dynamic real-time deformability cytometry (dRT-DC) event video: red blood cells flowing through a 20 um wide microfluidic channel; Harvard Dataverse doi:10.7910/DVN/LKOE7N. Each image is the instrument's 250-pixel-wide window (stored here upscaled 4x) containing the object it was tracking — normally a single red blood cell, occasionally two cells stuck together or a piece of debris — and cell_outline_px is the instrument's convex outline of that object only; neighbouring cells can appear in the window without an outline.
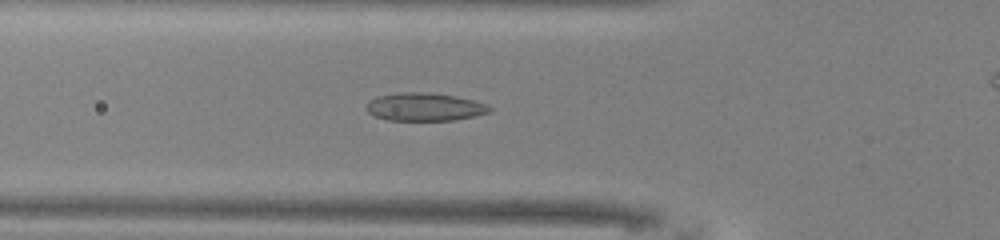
{"species": "common noctule bat (a hibernating species)", "species_latin": "Nyctalus noctula", "temperature_condition": "warm", "stored_images_in_passage": 44, "camera_frame_rate_fps": 3000, "um_per_image_px": 0.085, "animal": {"sex": "male", "body_mass_g": 13.0, "forearm_length_mm": 53.1}, "frame": {"image": 1, "passage_image": 18, "time_ms": 5.667, "image_size_px": [1000, 240], "cell_outline_px": [[492, 112], [476, 116], [452, 120], [388, 120], [376, 116], [368, 112], [368, 100], [376, 96], [400, 92], [424, 92], [456, 96], [488, 104], [492, 108]], "centroid_in_image_um": [36.13, 9.08], "position_along_channel_um": 89.7, "area_um2": 20.11}}
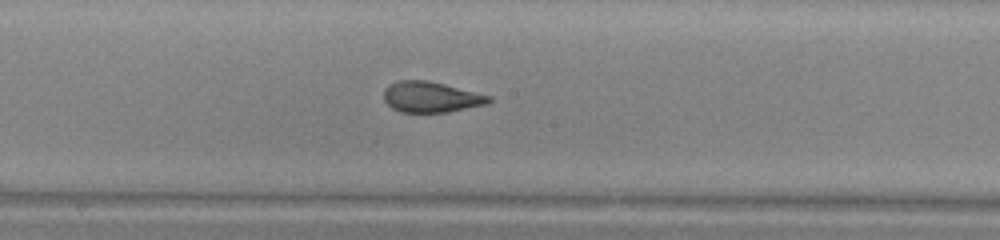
{"frame": {"image": 2, "passage_image": 27, "time_ms": 8.667, "image_size_px": [1000, 240], "cell_outline_px": [[492, 100], [488, 104], [448, 112], [400, 112], [392, 108], [384, 100], [384, 88], [388, 84], [396, 80], [428, 80], [492, 96]], "centroid_in_image_um": [36.62, 8.24], "position_along_channel_um": 211.6, "area_um2": 18.96}}
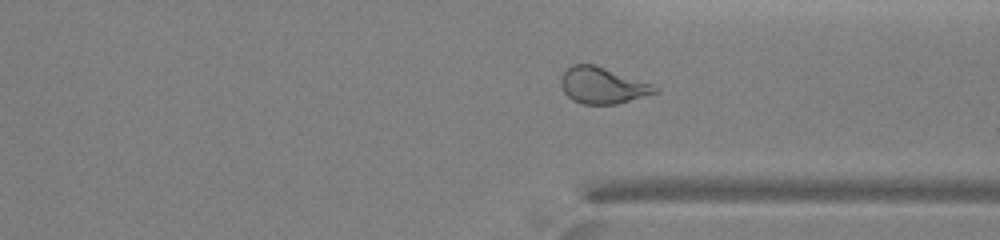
{"frame": {"image": 3, "passage_image": 38, "time_ms": 12.333, "image_size_px": [1000, 240], "cell_outline_px": [[660, 92], [616, 104], [584, 104], [572, 100], [564, 92], [560, 84], [560, 80], [564, 72], [572, 64], [592, 64], [652, 84], [660, 88]], "centroid_in_image_um": [51.22, 7.28], "position_along_channel_um": 360.2, "area_um2": 19.71}}